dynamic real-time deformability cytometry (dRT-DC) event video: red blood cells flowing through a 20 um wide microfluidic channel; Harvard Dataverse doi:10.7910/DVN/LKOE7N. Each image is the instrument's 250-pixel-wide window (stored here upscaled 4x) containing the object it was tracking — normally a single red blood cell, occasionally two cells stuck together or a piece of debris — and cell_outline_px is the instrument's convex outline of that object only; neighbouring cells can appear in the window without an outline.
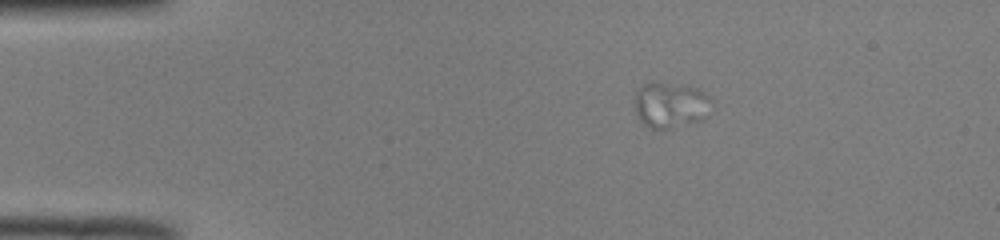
{"species": "common noctule bat (a hibernating species)", "species_latin": "Nyctalus noctula", "temperature_condition": "room temperature", "stored_images_in_passage": 26, "camera_frame_rate_fps": 3000, "um_per_image_px": 0.085, "animal": {"sex": "male", "body_mass_g": 19.0, "forearm_length_mm": 50.8}, "frame": {"image": 1, "passage_image": 3, "time_ms": 0.667, "image_size_px": [1000, 240], "cell_outline_px": [[712, 100], [708, 116], [704, 120], [668, 128], [652, 128], [644, 124], [640, 120], [636, 112], [636, 92], [644, 84], [652, 80], [696, 88], [704, 92]], "centroid_in_image_um": [57.02, 8.91], "position_along_channel_um": 28.0, "area_um2": 20.46}}